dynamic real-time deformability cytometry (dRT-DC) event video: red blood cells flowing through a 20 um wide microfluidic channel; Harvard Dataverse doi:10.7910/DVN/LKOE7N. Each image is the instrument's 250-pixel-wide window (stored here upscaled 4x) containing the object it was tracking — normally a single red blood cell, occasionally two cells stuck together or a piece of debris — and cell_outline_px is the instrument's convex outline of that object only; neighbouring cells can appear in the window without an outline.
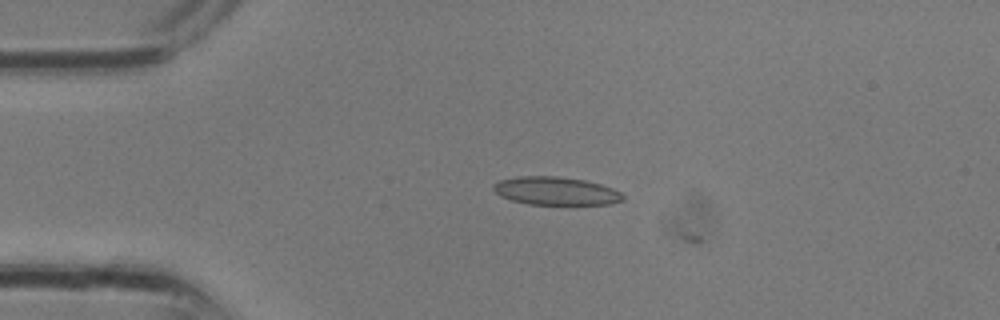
{"species": "common noctule bat (a hibernating species)", "species_latin": "Nyctalus noctula", "temperature_condition": "room temperature", "stored_images_in_passage": 4, "camera_frame_rate_fps": 3000, "um_per_image_px": 0.085, "animal": {"sex": "male", "body_mass_g": 13.3}, "frame": {"image": 1, "passage_image": 3, "time_ms": 0.667, "image_size_px": [1000, 320], "cell_outline_px": [[624, 200], [612, 204], [528, 204], [512, 200], [500, 196], [492, 188], [492, 184], [500, 180], [520, 176], [556, 176], [584, 180], [600, 184], [612, 188], [620, 192], [624, 196]], "centroid_in_image_um": [47.24, 16.23], "position_along_channel_um": 37.8, "area_um2": 21.15}}